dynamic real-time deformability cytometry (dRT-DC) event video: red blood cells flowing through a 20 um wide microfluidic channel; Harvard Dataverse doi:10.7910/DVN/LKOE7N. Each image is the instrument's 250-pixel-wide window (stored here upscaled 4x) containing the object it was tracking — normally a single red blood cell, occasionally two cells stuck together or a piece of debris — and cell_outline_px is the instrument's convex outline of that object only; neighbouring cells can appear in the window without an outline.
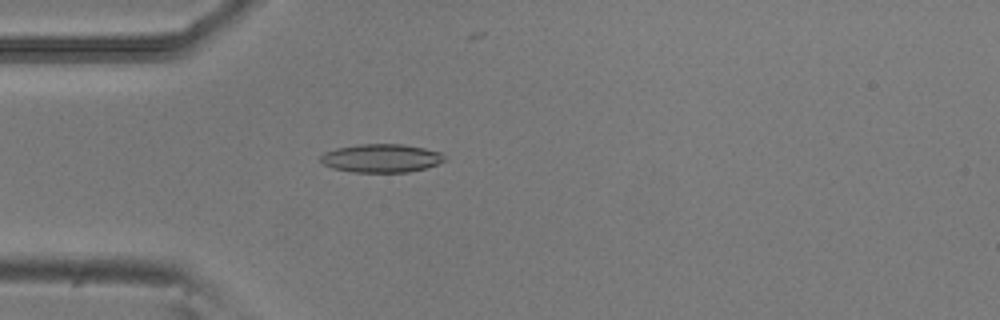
{"species": "common noctule bat (a hibernating species)", "species_latin": "Nyctalus noctula", "temperature_condition": "room temperature", "stored_images_in_passage": 5, "camera_frame_rate_fps": 3000, "um_per_image_px": 0.085, "animal": {"sex": "male", "body_mass_g": 20.5, "forearm_length_mm": 52.5}, "frame": {"image": 1, "passage_image": 4, "time_ms": 1.0, "image_size_px": [1000, 320], "cell_outline_px": [[448, 160], [424, 168], [408, 172], [352, 172], [332, 168], [324, 164], [320, 160], [320, 156], [324, 152], [336, 148], [356, 144], [400, 144], [424, 148], [444, 152]], "centroid_in_image_um": [32.43, 13.44], "position_along_channel_um": 52.6, "area_um2": 20.69}}